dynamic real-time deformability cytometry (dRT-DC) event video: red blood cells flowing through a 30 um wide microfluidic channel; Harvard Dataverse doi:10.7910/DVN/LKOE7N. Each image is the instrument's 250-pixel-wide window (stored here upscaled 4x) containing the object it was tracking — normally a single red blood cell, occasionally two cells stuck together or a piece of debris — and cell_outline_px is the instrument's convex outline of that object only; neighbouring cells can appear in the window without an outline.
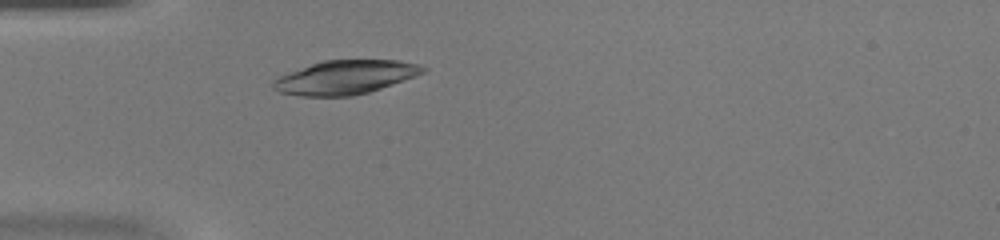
{"species": "common noctule bat (a hibernating species)", "species_latin": "Nyctalus noctula", "temperature_condition": "warm", "stored_images_in_passage": 43, "camera_frame_rate_fps": 3000, "um_per_image_px": 0.085, "animal": {"sex": "female", "body_mass_g": 20.0, "forearm_length_mm": 54.0}, "frame": {"image": 1, "passage_image": 9, "time_ms": 2.667, "image_size_px": [1000, 240], "cell_outline_px": [[428, 68], [424, 72], [416, 76], [368, 92], [352, 96], [300, 96], [280, 92], [272, 88], [272, 80], [280, 76], [312, 64], [324, 60], [400, 60], [420, 64]], "centroid_in_image_um": [29.37, 6.57], "position_along_channel_um": 55.6, "area_um2": 29.36}}
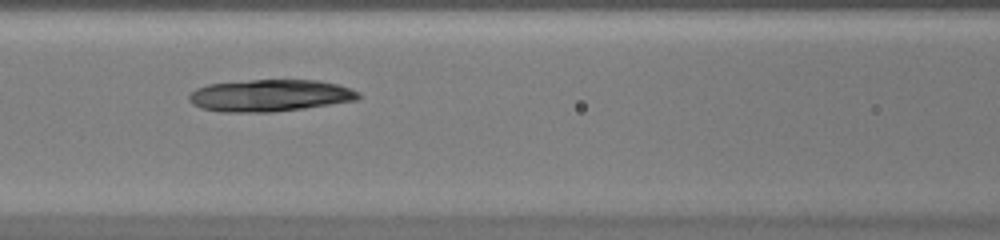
{"frame": {"image": 2, "passage_image": 16, "time_ms": 5.0, "image_size_px": [1000, 240], "cell_outline_px": [[360, 96], [356, 100], [304, 108], [272, 112], [220, 112], [200, 108], [192, 104], [188, 100], [188, 96], [196, 88], [208, 84], [252, 80], [320, 80], [336, 84], [360, 92]], "centroid_in_image_um": [22.9, 8.12], "position_along_channel_um": 143.7, "area_um2": 31.5}}
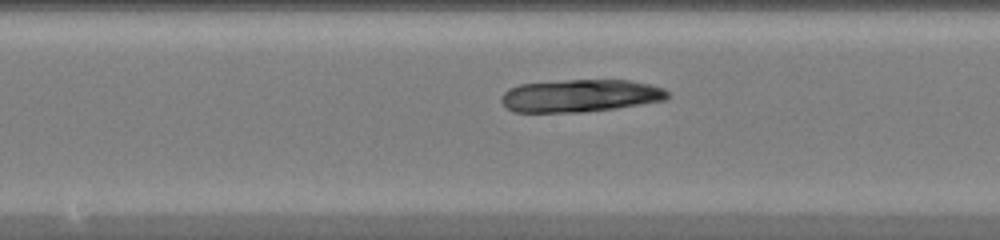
{"frame": {"image": 3, "passage_image": 20, "time_ms": 6.333, "image_size_px": [1000, 240], "cell_outline_px": [[668, 100], [616, 108], [580, 112], [512, 112], [500, 100], [500, 96], [504, 92], [520, 84], [568, 80], [628, 80], [648, 84], [664, 88], [668, 92]], "centroid_in_image_um": [49.34, 8.14], "position_along_channel_um": 198.9, "area_um2": 31.5}}